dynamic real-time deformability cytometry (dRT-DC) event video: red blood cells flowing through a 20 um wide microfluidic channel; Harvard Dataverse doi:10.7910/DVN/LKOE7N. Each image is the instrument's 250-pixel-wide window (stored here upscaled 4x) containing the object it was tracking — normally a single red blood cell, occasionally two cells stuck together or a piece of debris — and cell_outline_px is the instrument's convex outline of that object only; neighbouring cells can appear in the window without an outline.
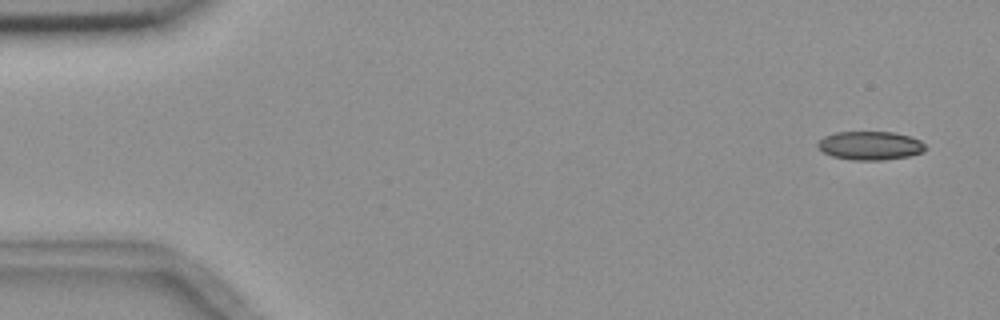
{"species": "common noctule bat (a hibernating species)", "species_latin": "Nyctalus noctula", "temperature_condition": "room temperature", "stored_images_in_passage": 4, "camera_frame_rate_fps": 3000, "um_per_image_px": 0.085, "animal": {"sex": "female", "body_mass_g": 18.4}, "frame": {"image": 1, "passage_image": 1, "time_ms": 0.0, "image_size_px": [1000, 320], "cell_outline_px": [[928, 148], [924, 152], [908, 156], [884, 160], [852, 160], [832, 156], [824, 152], [816, 144], [824, 136], [836, 132], [896, 132], [912, 136], [920, 140]], "centroid_in_image_um": [74.01, 12.37], "position_along_channel_um": 11.0, "area_um2": 18.09}}
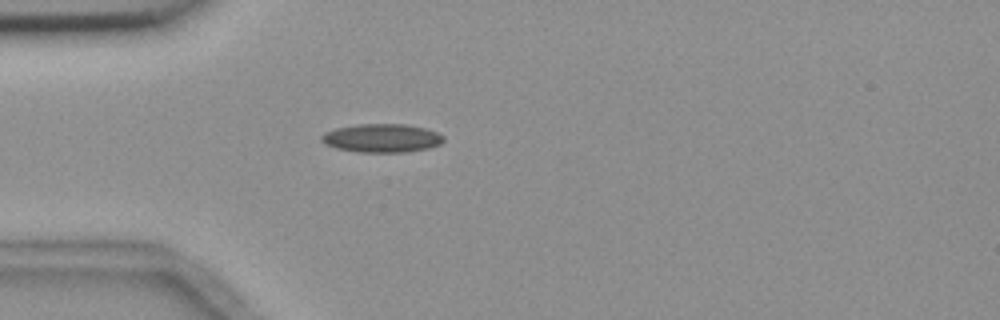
{"frame": {"image": 2, "passage_image": 4, "time_ms": 4.333, "image_size_px": [1000, 320], "cell_outline_px": [[444, 140], [440, 144], [428, 148], [404, 152], [360, 152], [336, 148], [324, 144], [320, 140], [320, 136], [324, 132], [336, 128], [360, 124], [408, 124], [424, 128], [436, 132], [444, 136]], "centroid_in_image_um": [32.43, 11.73], "position_along_channel_um": 52.6, "area_um2": 20.29}}